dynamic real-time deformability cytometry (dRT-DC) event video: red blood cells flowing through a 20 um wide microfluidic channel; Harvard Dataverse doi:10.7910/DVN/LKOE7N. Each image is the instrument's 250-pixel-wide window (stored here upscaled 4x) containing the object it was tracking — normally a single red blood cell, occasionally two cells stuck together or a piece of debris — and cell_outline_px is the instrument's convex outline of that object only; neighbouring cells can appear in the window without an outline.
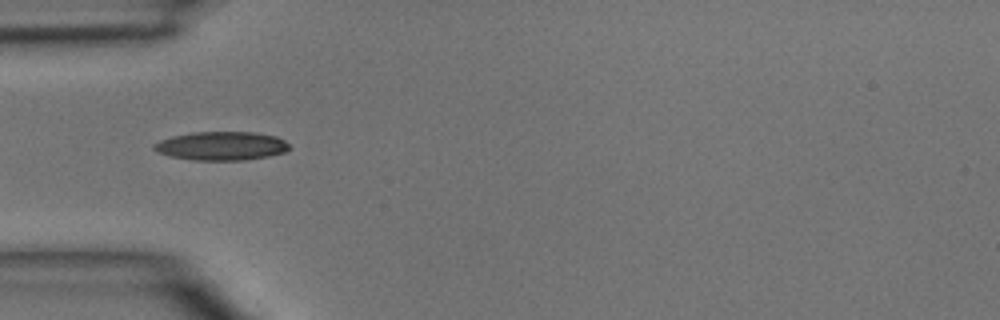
{"species": "common noctule bat (a hibernating species)", "species_latin": "Nyctalus noctula", "temperature_condition": "room temperature", "stored_images_in_passage": 46, "camera_frame_rate_fps": 3000, "um_per_image_px": 0.085, "animal": {"sex": "male", "body_mass_g": 15.6}, "frame": {"image": 1, "passage_image": 14, "time_ms": 4.333, "image_size_px": [1000, 320], "cell_outline_px": [[292, 148], [284, 152], [268, 156], [244, 160], [192, 160], [172, 156], [156, 152], [152, 148], [152, 144], [160, 140], [172, 136], [192, 132], [252, 132], [276, 136], [284, 140]], "centroid_in_image_um": [18.8, 12.4], "position_along_channel_um": 66.2, "area_um2": 22.66}}
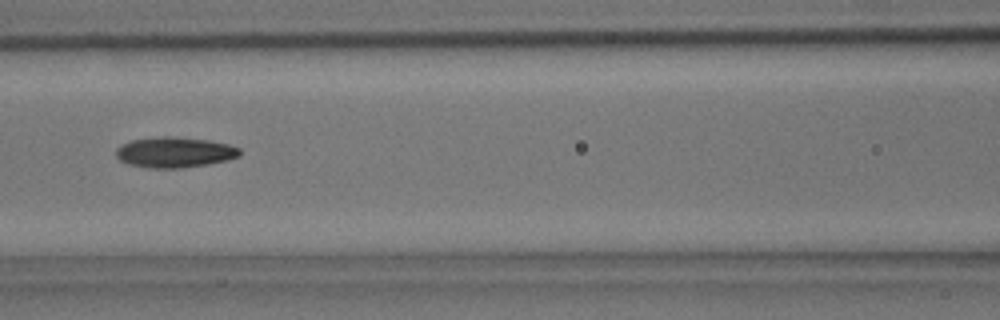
{"frame": {"image": 2, "passage_image": 20, "time_ms": 6.333, "image_size_px": [1000, 320], "cell_outline_px": [[240, 156], [228, 160], [208, 164], [180, 168], [148, 168], [128, 164], [120, 160], [116, 156], [116, 148], [132, 140], [160, 136], [172, 136], [208, 140], [228, 144], [240, 148]], "centroid_in_image_um": [14.85, 12.95], "position_along_channel_um": 151.7, "area_um2": 22.02}}
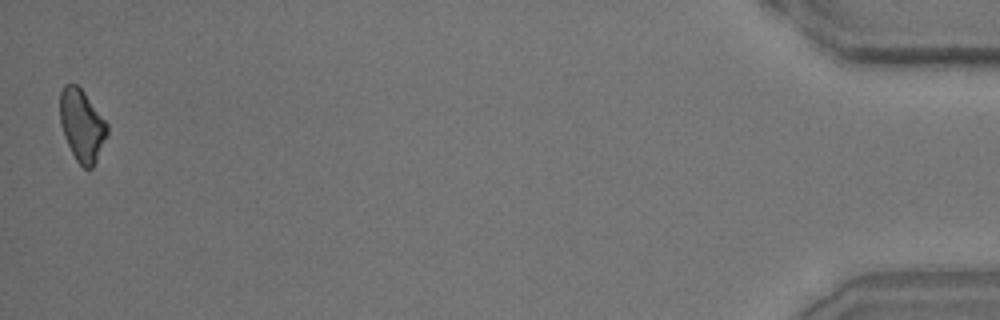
{"frame": {"image": 3, "passage_image": 46, "time_ms": 15.0, "image_size_px": [1000, 320], "cell_outline_px": [[108, 136], [92, 168], [84, 168], [76, 160], [64, 136], [60, 124], [60, 92], [64, 84], [76, 84], [84, 92], [108, 124]], "centroid_in_image_um": [6.97, 10.65], "position_along_channel_um": 428.2, "area_um2": 19.71}}